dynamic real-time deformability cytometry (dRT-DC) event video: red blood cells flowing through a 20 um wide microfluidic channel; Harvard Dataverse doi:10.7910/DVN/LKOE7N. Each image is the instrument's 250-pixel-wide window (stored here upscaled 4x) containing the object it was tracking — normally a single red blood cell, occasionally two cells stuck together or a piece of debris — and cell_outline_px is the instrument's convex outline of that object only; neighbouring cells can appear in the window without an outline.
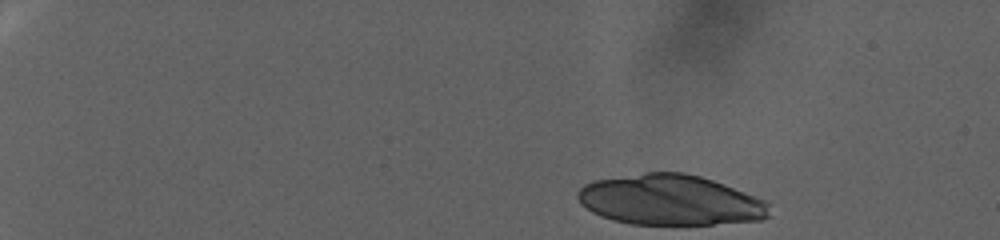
{"species": "human", "species_latin": "Homo sapiens", "temperature_condition": "warm", "stored_images_in_passage": 27, "camera_frame_rate_fps": 3000, "um_per_image_px": 0.085, "donor": {"sex": "female"}, "frame": {"image": 1, "passage_image": 1, "time_ms": 0.0, "image_size_px": [1000, 240], "cell_outline_px": [[768, 216], [764, 220], [712, 224], [632, 224], [612, 220], [600, 216], [592, 212], [580, 204], [576, 196], [576, 192], [584, 184], [596, 180], [644, 172], [684, 172], [700, 176], [724, 184], [764, 200], [768, 204]], "centroid_in_image_um": [56.92, 17.0], "position_along_channel_um": 28.1, "area_um2": 56.3}}